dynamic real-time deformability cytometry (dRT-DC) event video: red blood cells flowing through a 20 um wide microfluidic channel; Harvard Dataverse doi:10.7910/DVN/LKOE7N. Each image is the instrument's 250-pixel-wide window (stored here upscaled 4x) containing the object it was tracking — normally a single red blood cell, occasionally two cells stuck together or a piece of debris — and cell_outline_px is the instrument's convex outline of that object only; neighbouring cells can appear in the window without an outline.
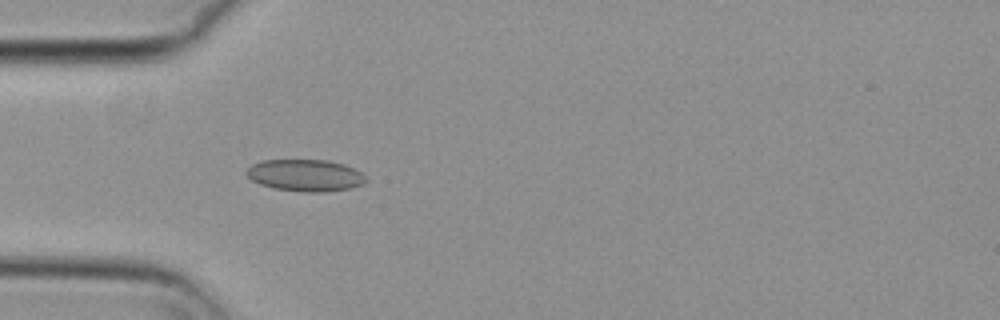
{"species": "common noctule bat (a hibernating species)", "species_latin": "Nyctalus noctula", "temperature_condition": "cold", "stored_images_in_passage": 38, "camera_frame_rate_fps": 3000, "um_per_image_px": 0.085, "animal": {"sex": "female", "body_mass_g": 29.2, "forearm_length_mm": 56.3}, "frame": {"image": 1, "passage_image": 6, "time_ms": 1.667, "image_size_px": [1000, 320], "cell_outline_px": [[368, 180], [364, 184], [352, 188], [324, 192], [304, 192], [272, 188], [260, 184], [252, 180], [244, 172], [252, 164], [264, 160], [328, 160], [344, 164], [360, 172]], "centroid_in_image_um": [25.96, 14.91], "position_along_channel_um": 59.0, "area_um2": 22.25}}
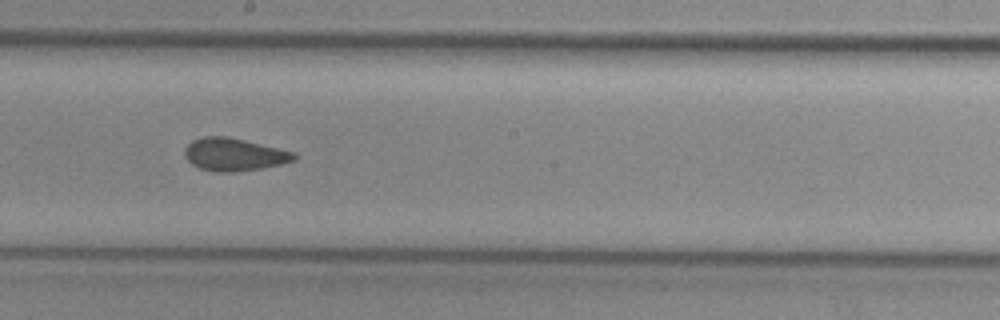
{"frame": {"image": 2, "passage_image": 20, "time_ms": 6.333, "image_size_px": [1000, 320], "cell_outline_px": [[296, 160], [264, 168], [232, 172], [220, 172], [200, 168], [192, 164], [184, 156], [184, 148], [192, 140], [204, 136], [224, 136], [296, 152]], "centroid_in_image_um": [19.89, 13.13], "position_along_channel_um": 228.3, "area_um2": 20.69}}
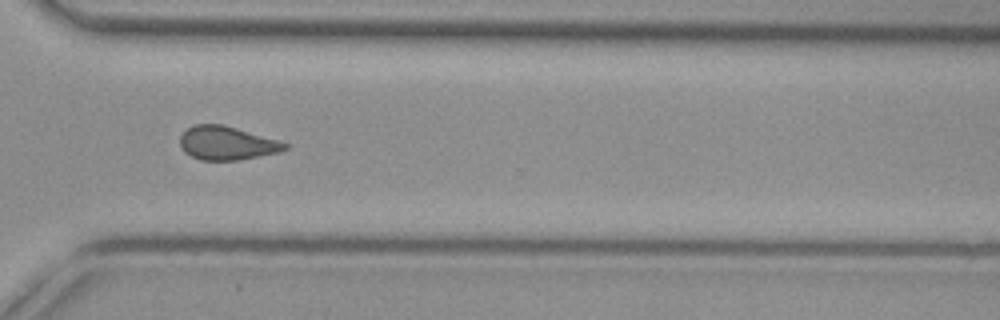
{"frame": {"image": 3, "passage_image": 30, "time_ms": 9.667, "image_size_px": [1000, 320], "cell_outline_px": [[288, 148], [280, 152], [236, 160], [200, 160], [184, 152], [180, 148], [180, 136], [188, 128], [196, 124], [224, 124], [276, 140], [288, 144]], "centroid_in_image_um": [19.25, 12.16], "position_along_channel_um": 351.4, "area_um2": 20.35}, "authors_computed_cell_mechanics": {"area_um2": 20.7791, "velocity_mm_per_s": 3.6901, "shape_relaxation_time_tau1_ms": null, "shape_relaxation_time_tau2_ms": 1.6562, "deformation_change_tau1": null, "deformation_change_tau2": 0.066}}